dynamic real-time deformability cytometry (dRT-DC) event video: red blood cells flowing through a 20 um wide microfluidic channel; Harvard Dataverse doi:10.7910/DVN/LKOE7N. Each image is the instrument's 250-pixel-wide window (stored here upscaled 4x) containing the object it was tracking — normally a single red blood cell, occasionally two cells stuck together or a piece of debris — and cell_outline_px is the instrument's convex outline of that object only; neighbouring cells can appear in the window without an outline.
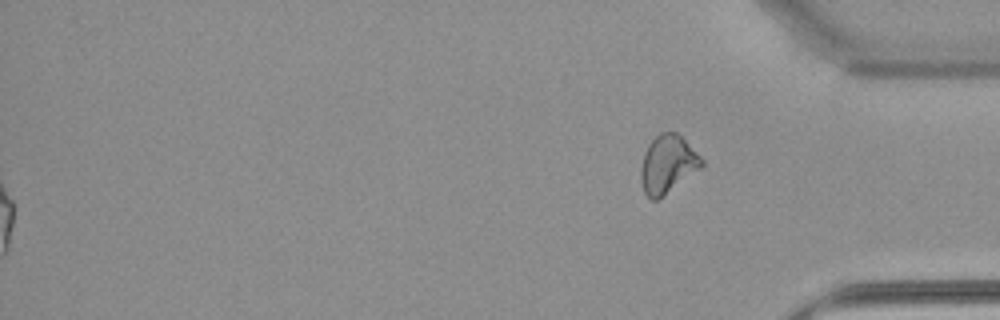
{"species": "common noctule bat (a hibernating species)", "species_latin": "Nyctalus noctula", "temperature_condition": "warm", "stored_images_in_passage": 54, "segment_of_instrument_passage": [2, 2], "camera_frame_rate_fps": 3000, "um_per_image_px": 0.085, "animal": {"sex": "female", "body_mass_g": 22.7, "forearm_length_mm": 54.2}, "frame": {"image": 1, "passage_image": 54, "time_ms": 17.667, "image_size_px": [1000, 320], "cell_outline_px": [[704, 164], [700, 168], [656, 200], [652, 200], [644, 192], [640, 180], [640, 168], [644, 152], [648, 144], [660, 132], [676, 132], [704, 160]], "centroid_in_image_um": [56.71, 13.94], "position_along_channel_um": 378.5, "area_um2": 20.11}}